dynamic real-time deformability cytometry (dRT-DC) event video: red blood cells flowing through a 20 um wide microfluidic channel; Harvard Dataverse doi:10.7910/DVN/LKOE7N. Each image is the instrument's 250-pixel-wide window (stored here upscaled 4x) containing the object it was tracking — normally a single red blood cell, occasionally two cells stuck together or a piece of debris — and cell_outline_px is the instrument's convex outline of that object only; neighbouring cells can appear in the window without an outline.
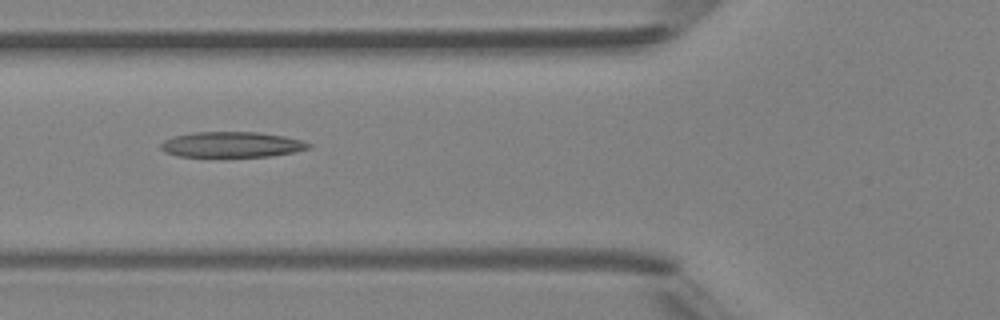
{"species": "Egyptian fruit bat (a non-hibernating species)", "species_latin": "Rousettus aegyptiacus", "temperature_condition": "room temperature", "stored_images_in_passage": 6, "camera_frame_rate_fps": 3000, "um_per_image_px": 0.085, "animal": {"sex": "female"}, "frame": {"image": 1, "passage_image": 6, "time_ms": 5.667, "image_size_px": [1000, 320], "cell_outline_px": [[312, 148], [292, 152], [268, 156], [180, 156], [164, 152], [160, 148], [160, 144], [164, 140], [176, 136], [192, 132], [260, 132], [284, 136], [300, 140], [312, 144]], "centroid_in_image_um": [19.7, 12.28], "position_along_channel_um": 106.1, "area_um2": 21.79}}